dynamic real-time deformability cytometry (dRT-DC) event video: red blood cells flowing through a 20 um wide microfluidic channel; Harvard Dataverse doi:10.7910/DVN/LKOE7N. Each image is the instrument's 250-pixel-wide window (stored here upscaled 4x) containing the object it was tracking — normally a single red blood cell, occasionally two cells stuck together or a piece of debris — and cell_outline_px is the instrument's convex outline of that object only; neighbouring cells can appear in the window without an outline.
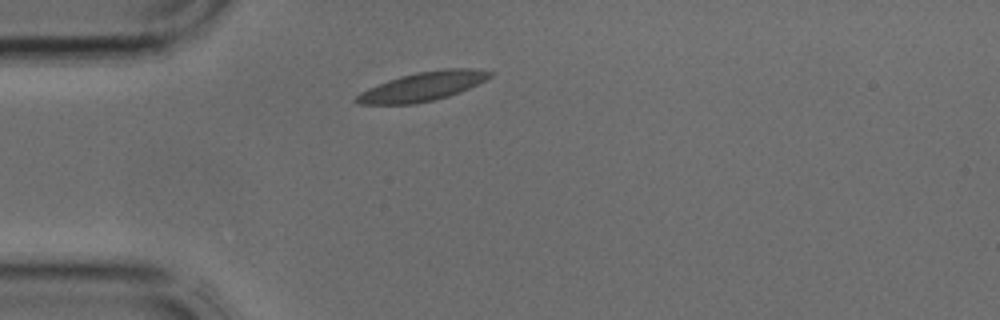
{"species": "common noctule bat (a hibernating species)", "species_latin": "Nyctalus noctula", "temperature_condition": "cold", "stored_images_in_passage": 31, "camera_frame_rate_fps": 3000, "um_per_image_px": 0.085, "animal": {"sex": "male", "body_mass_g": 17.9, "forearm_length_mm": 54.2}, "frame": {"image": 1, "passage_image": 1, "time_ms": 0.0, "image_size_px": [1000, 320], "cell_outline_px": [[496, 72], [492, 76], [460, 92], [448, 96], [416, 104], [360, 104], [352, 100], [360, 92], [368, 88], [388, 80], [400, 76], [416, 72], [444, 68], [472, 68]], "centroid_in_image_um": [35.92, 7.34], "position_along_channel_um": 49.1, "area_um2": 22.54}}
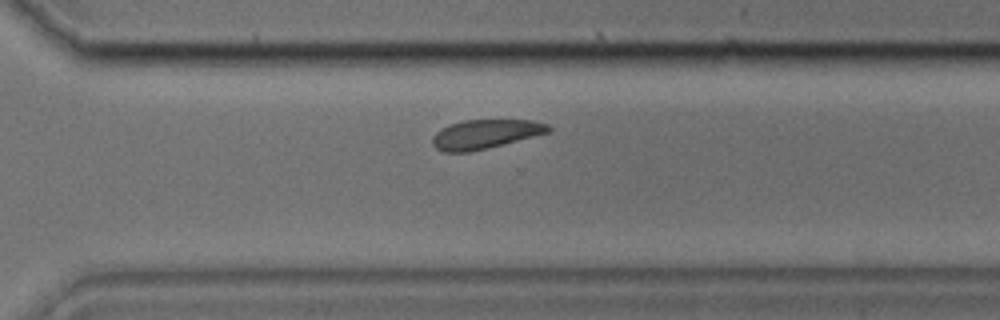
{"frame": {"image": 2, "passage_image": 19, "time_ms": 6.0, "image_size_px": [1000, 320], "cell_outline_px": [[552, 128], [548, 132], [468, 152], [444, 152], [436, 148], [432, 144], [432, 136], [440, 128], [448, 124], [464, 120], [532, 120], [548, 124]], "centroid_in_image_um": [41.17, 11.38], "position_along_channel_um": 329.4, "area_um2": 19.36}}
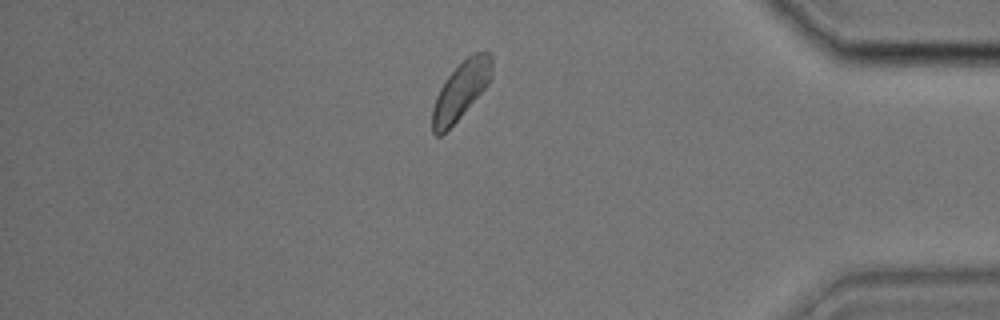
{"frame": {"image": 3, "passage_image": 25, "time_ms": 8.0, "image_size_px": [1000, 320], "cell_outline_px": [[492, 76], [488, 84], [460, 116], [440, 136], [436, 136], [432, 132], [432, 108], [436, 96], [440, 88], [448, 76], [468, 56], [484, 48], [492, 56]], "centroid_in_image_um": [39.18, 7.65], "position_along_channel_um": 396.0, "area_um2": 19.65}}